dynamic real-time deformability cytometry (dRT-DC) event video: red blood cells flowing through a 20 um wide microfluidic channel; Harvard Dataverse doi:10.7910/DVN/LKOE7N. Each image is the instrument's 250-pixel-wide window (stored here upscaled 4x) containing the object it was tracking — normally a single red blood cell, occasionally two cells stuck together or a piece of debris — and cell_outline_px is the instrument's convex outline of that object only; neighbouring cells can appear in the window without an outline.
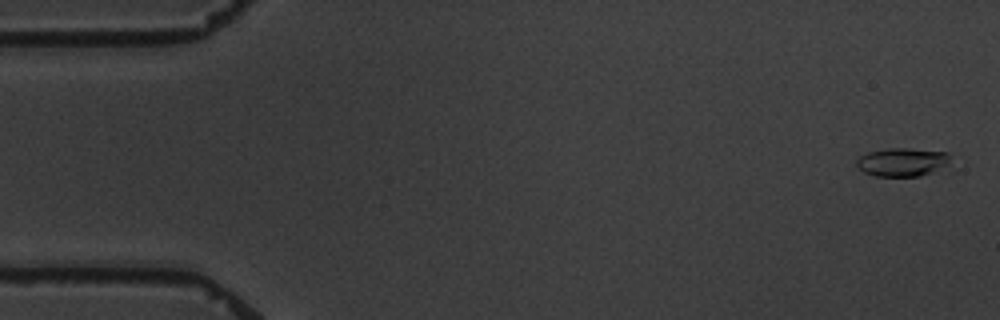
{"species": "common noctule bat (a hibernating species)", "species_latin": "Nyctalus noctula", "temperature_condition": "warm", "stored_images_in_passage": 9, "camera_frame_rate_fps": 3000, "um_per_image_px": 0.085, "animal": {"sex": "male", "body_mass_g": 19.5, "forearm_length_mm": 54.6}, "frame": {"image": 1, "passage_image": 1, "time_ms": 0.0, "image_size_px": [1000, 320], "cell_outline_px": [[948, 168], [920, 176], [876, 176], [864, 172], [856, 164], [856, 160], [860, 156], [868, 152], [888, 148], [904, 148], [948, 152]], "centroid_in_image_um": [76.72, 13.78], "position_along_channel_um": 8.3, "area_um2": 15.61}}
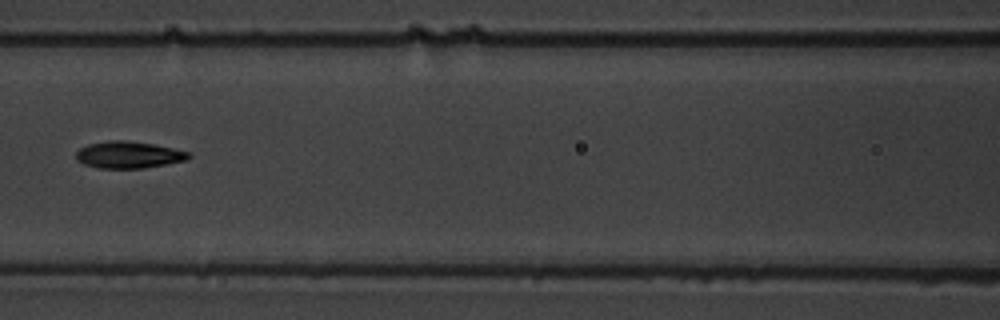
{"frame": {"image": 2, "passage_image": 8, "time_ms": 8.0, "image_size_px": [1000, 320], "cell_outline_px": [[192, 156], [188, 160], [144, 168], [96, 168], [84, 164], [76, 160], [76, 152], [80, 148], [88, 144], [108, 140], [128, 140], [152, 144], [172, 148], [188, 152]], "centroid_in_image_um": [10.91, 13.16], "position_along_channel_um": 155.7, "area_um2": 17.69}}
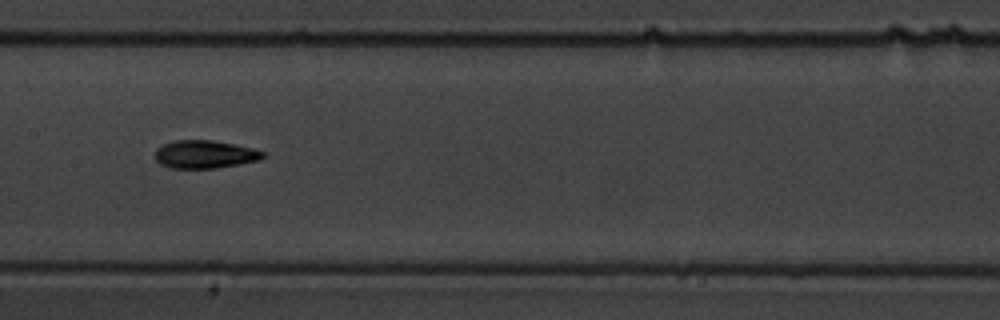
{"frame": {"image": 3, "passage_image": 9, "time_ms": 9.0, "image_size_px": [1000, 320], "cell_outline_px": [[264, 156], [260, 160], [216, 168], [168, 168], [160, 164], [156, 160], [156, 148], [172, 140], [212, 140], [252, 148], [264, 152]], "centroid_in_image_um": [17.37, 13.12], "position_along_channel_um": 190.0, "area_um2": 17.51}}